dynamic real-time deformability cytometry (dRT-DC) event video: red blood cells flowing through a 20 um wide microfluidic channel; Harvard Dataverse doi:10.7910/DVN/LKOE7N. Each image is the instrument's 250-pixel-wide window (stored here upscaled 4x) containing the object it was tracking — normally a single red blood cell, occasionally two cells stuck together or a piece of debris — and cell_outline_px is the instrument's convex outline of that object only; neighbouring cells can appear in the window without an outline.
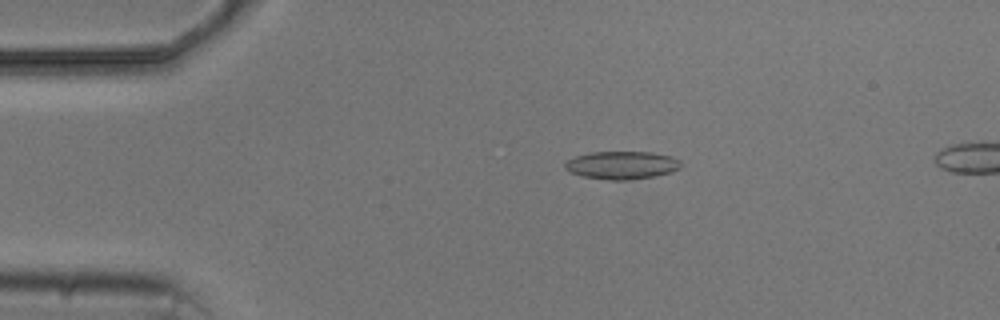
{"species": "common noctule bat (a hibernating species)", "species_latin": "Nyctalus noctula", "temperature_condition": "cold", "stored_images_in_passage": 5, "camera_frame_rate_fps": 3000, "um_per_image_px": 0.085, "animal": {"sex": "male", "body_mass_g": 20.5, "forearm_length_mm": 52.5}, "frame": {"image": 1, "passage_image": 3, "time_ms": 2.333, "image_size_px": [1000, 320], "cell_outline_px": [[680, 168], [672, 172], [656, 176], [628, 180], [612, 180], [584, 176], [572, 172], [564, 168], [564, 164], [568, 160], [576, 156], [592, 152], [652, 152], [672, 156], [680, 160]], "centroid_in_image_um": [52.9, 14.03], "position_along_channel_um": 32.1, "area_um2": 18.79}}